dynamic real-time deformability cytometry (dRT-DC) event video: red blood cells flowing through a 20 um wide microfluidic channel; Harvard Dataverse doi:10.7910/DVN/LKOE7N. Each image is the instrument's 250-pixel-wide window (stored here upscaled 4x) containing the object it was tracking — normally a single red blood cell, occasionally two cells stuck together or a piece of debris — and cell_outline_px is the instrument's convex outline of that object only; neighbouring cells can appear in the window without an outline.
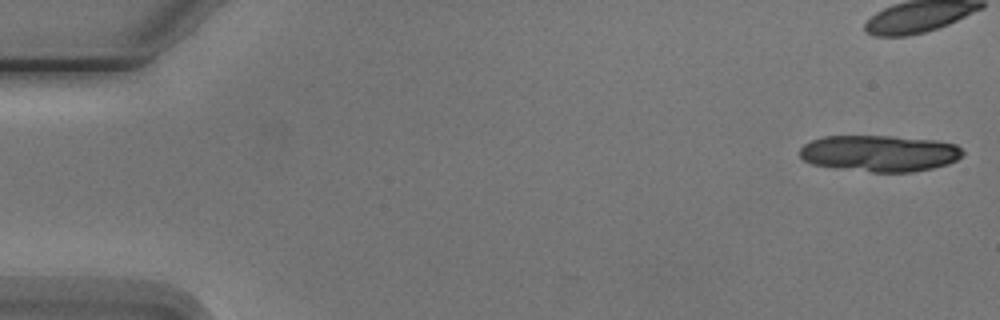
{"species": "Egyptian fruit bat (a non-hibernating species)", "species_latin": "Rousettus aegyptiacus", "temperature_condition": "cold", "stored_images_in_passage": 8, "camera_frame_rate_fps": 3000, "um_per_image_px": 0.085, "animal": {"sex": "male"}, "frame": {"image": 1, "passage_image": 1, "time_ms": 0.0, "image_size_px": [1000, 320], "cell_outline_px": [[964, 156], [948, 164], [932, 168], [912, 172], [872, 172], [836, 168], [812, 164], [804, 160], [800, 156], [800, 148], [804, 144], [812, 140], [824, 136], [892, 136], [936, 140], [956, 144], [964, 152]], "centroid_in_image_um": [74.78, 13.03], "position_along_channel_um": 10.2, "area_um2": 34.74}}
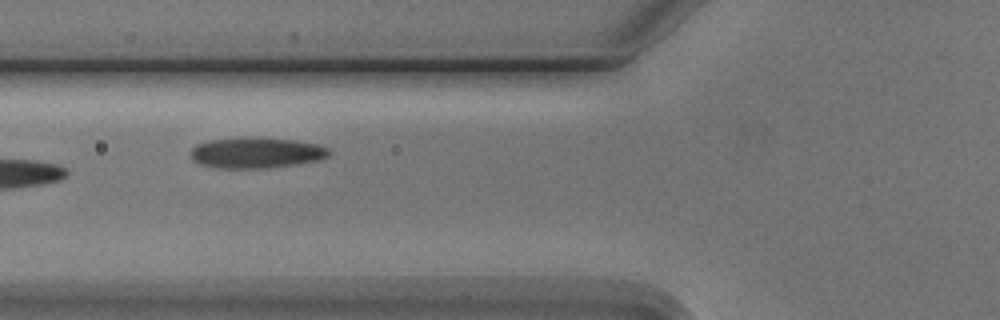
{"frame": {"image": 2, "passage_image": 7, "time_ms": 7.0, "image_size_px": [1000, 320], "cell_outline_px": [[332, 152], [328, 156], [320, 160], [296, 164], [268, 168], [220, 168], [200, 164], [192, 160], [192, 148], [196, 144], [208, 140], [240, 136], [252, 136], [296, 140], [316, 144], [328, 148]], "centroid_in_image_um": [21.79, 12.96], "position_along_channel_um": 104.0, "area_um2": 25.26}}
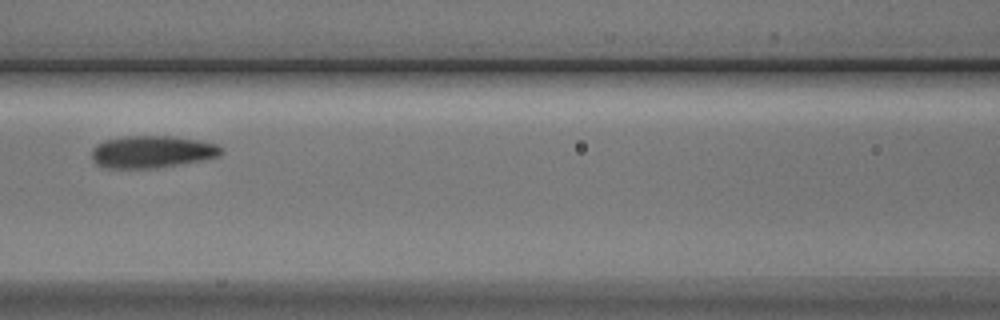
{"frame": {"image": 3, "passage_image": 8, "time_ms": 8.333, "image_size_px": [1000, 320], "cell_outline_px": [[224, 152], [220, 156], [200, 160], [156, 168], [108, 168], [96, 164], [92, 160], [92, 148], [96, 144], [104, 140], [124, 136], [172, 136], [196, 140], [216, 144], [224, 148]], "centroid_in_image_um": [12.9, 12.9], "position_along_channel_um": 153.7, "area_um2": 24.33}}